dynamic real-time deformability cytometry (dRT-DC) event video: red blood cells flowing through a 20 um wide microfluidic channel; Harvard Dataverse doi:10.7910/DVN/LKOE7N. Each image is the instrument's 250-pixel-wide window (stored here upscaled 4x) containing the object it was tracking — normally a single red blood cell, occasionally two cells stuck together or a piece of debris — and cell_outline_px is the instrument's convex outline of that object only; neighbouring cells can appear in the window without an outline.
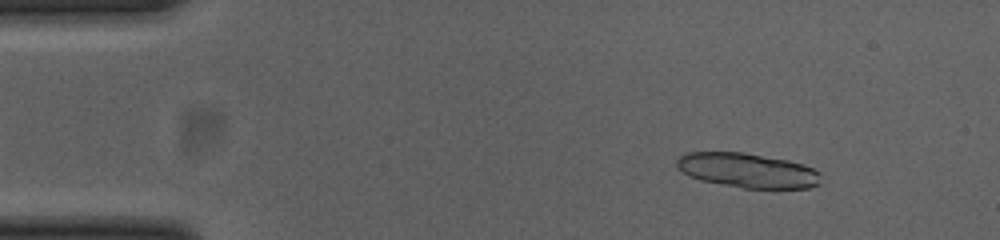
{"species": "common noctule bat (a hibernating species)", "species_latin": "Nyctalus noctula", "temperature_condition": "cold", "stored_images_in_passage": 53, "segment_of_instrument_passage": [1, 2], "camera_frame_rate_fps": 3000, "um_per_image_px": 0.085, "animal": {"sex": "female", "body_mass_g": 23.0, "forearm_length_mm": 53.4}, "frame": {"image": 1, "passage_image": 6, "time_ms": 1.667, "image_size_px": [1000, 240], "cell_outline_px": [[820, 184], [808, 188], [744, 188], [700, 180], [688, 176], [676, 168], [676, 160], [680, 156], [688, 152], [744, 152], [788, 160], [804, 164], [820, 172]], "centroid_in_image_um": [63.53, 14.48], "position_along_channel_um": 21.5, "area_um2": 29.19}}